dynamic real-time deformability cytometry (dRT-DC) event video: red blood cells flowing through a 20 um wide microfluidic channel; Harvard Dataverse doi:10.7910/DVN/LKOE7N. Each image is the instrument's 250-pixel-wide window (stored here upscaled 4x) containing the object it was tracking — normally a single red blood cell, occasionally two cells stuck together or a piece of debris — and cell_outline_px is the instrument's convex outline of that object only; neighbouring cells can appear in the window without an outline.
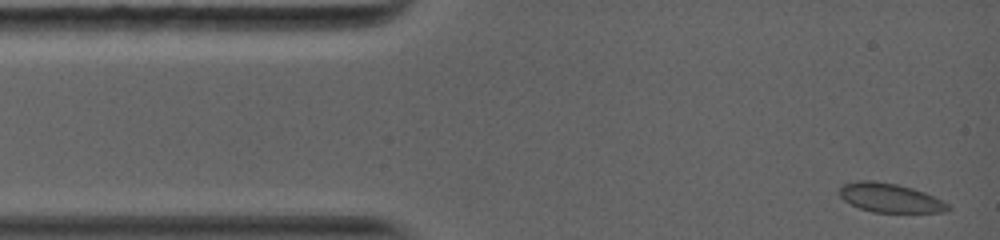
{"species": "common noctule bat (a hibernating species)", "species_latin": "Nyctalus noctula", "temperature_condition": "warm", "stored_images_in_passage": 28, "camera_frame_rate_fps": 5000, "um_per_image_px": 0.085, "animal": {"sex": "female", "body_mass_g": 19.0, "forearm_length_mm": 56.7}, "frame": {"image": 1, "passage_image": 1, "time_ms": 0.0, "image_size_px": [1000, 240], "cell_outline_px": [[952, 208], [948, 212], [872, 212], [860, 208], [844, 200], [840, 196], [840, 188], [844, 184], [860, 180], [872, 180], [896, 184], [912, 188], [924, 192], [948, 204]], "centroid_in_image_um": [75.66, 16.82], "position_along_channel_um": 9.3, "area_um2": 18.15}}
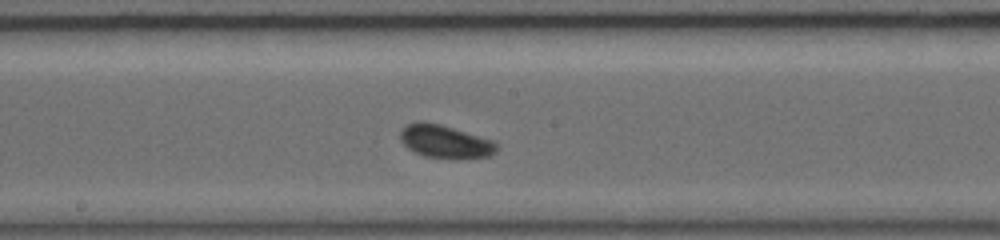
{"frame": {"image": 2, "passage_image": 13, "time_ms": 6.6, "image_size_px": [1000, 240], "cell_outline_px": [[500, 148], [492, 156], [456, 160], [424, 156], [408, 148], [400, 140], [400, 132], [408, 124], [420, 120], [440, 124], [496, 140]], "centroid_in_image_um": [37.93, 12.05], "position_along_channel_um": 210.3, "area_um2": 19.13}}
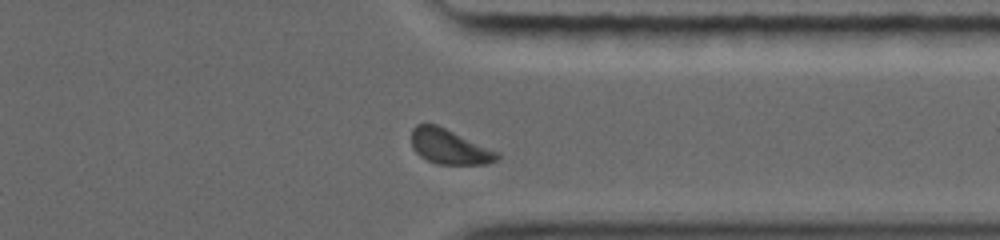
{"frame": {"image": 3, "passage_image": 24, "time_ms": 10.6, "image_size_px": [1000, 240], "cell_outline_px": [[500, 156], [496, 160], [488, 164], [436, 164], [420, 156], [412, 148], [412, 128], [416, 124], [436, 124], [500, 152]], "centroid_in_image_um": [38.21, 12.47], "position_along_channel_um": 373.2, "area_um2": 17.46}, "authors_computed_cell_mechanics": {"area_um2": 17.918, "velocity_mm_per_s": 4.0624, "shape_relaxation_time_tau1_ms": 3.2858, "shape_relaxation_time_tau2_ms": null, "deformation_change_tau1": 0.0742, "deformation_change_tau2": null}}